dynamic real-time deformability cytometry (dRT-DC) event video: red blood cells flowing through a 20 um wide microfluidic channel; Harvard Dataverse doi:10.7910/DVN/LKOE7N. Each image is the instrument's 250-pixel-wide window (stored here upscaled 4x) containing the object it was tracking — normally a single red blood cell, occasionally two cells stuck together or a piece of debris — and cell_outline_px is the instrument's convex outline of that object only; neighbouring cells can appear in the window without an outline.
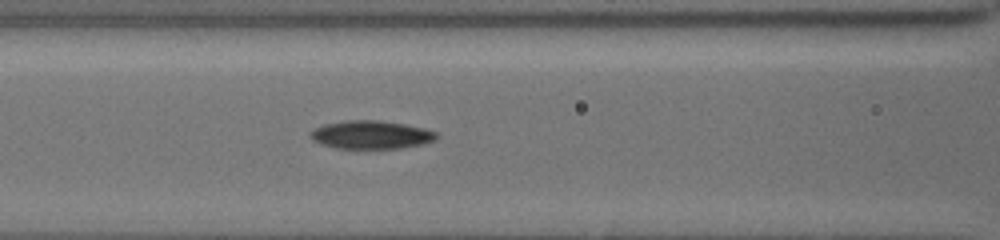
{"species": "common noctule bat (a hibernating species)", "species_latin": "Nyctalus noctula", "temperature_condition": "cold", "stored_images_in_passage": 9, "segment_of_instrument_passage": [1, 2], "camera_frame_rate_fps": 3000, "um_per_image_px": 0.085, "animal": {"sex": "female", "body_mass_g": 19.5, "forearm_length_mm": 54.1}, "frame": {"image": 1, "passage_image": 8, "time_ms": 7.333, "image_size_px": [1000, 240], "cell_outline_px": [[436, 140], [424, 144], [404, 148], [336, 148], [320, 144], [312, 140], [308, 136], [316, 128], [324, 124], [348, 120], [376, 120], [404, 124], [436, 132]], "centroid_in_image_um": [31.52, 11.46], "position_along_channel_um": 135.1, "area_um2": 20.58}}